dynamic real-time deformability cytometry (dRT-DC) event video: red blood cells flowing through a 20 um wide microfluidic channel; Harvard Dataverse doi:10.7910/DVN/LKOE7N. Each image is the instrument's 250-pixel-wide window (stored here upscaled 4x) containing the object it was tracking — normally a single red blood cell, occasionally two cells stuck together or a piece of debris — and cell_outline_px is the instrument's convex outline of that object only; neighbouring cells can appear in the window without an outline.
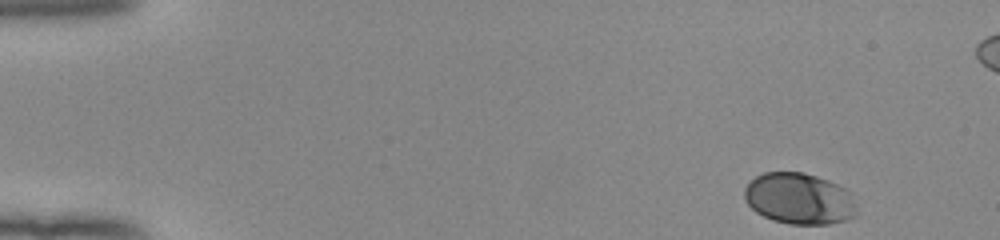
{"species": "human", "species_latin": "Homo sapiens", "temperature_condition": "room temperature", "stored_images_in_passage": 50, "camera_frame_rate_fps": 3000, "um_per_image_px": 0.085, "donor": {"sex": "female"}, "frame": {"image": 1, "passage_image": 1, "time_ms": 0.0, "image_size_px": [1000, 240], "cell_outline_px": [[856, 216], [848, 220], [828, 224], [788, 224], [772, 220], [756, 212], [744, 200], [744, 188], [756, 176], [764, 172], [804, 172], [828, 180], [852, 192], [856, 212]], "centroid_in_image_um": [67.94, 16.89], "position_along_channel_um": 17.1, "area_um2": 33.76}}
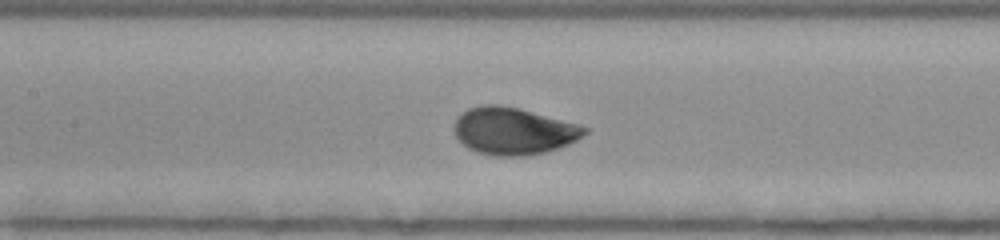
{"frame": {"image": 2, "passage_image": 22, "time_ms": 7.0, "image_size_px": [1000, 240], "cell_outline_px": [[592, 128], [588, 132], [576, 140], [568, 144], [544, 152], [524, 156], [496, 156], [476, 152], [468, 148], [456, 136], [452, 128], [456, 120], [468, 108], [484, 104], [496, 104], [520, 108]], "centroid_in_image_um": [43.65, 11.13], "position_along_channel_um": 163.8, "area_um2": 35.78}}
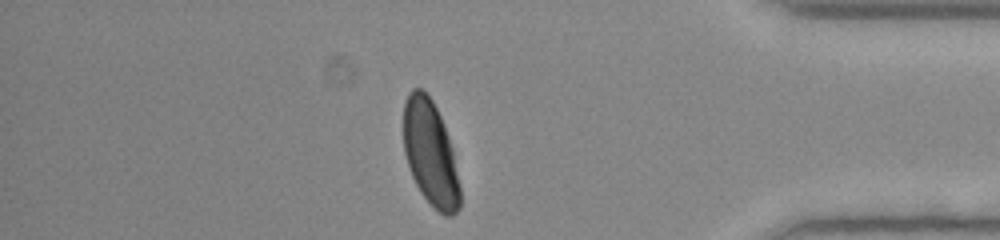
{"frame": {"image": 3, "passage_image": 42, "time_ms": 13.667, "image_size_px": [1000, 240], "cell_outline_px": [[460, 208], [452, 216], [444, 216], [420, 192], [412, 176], [404, 152], [404, 100], [408, 92], [412, 88], [424, 88], [432, 100], [440, 116], [448, 136], [452, 148], [460, 188]], "centroid_in_image_um": [36.57, 13.0], "position_along_channel_um": 398.6, "area_um2": 34.45}}